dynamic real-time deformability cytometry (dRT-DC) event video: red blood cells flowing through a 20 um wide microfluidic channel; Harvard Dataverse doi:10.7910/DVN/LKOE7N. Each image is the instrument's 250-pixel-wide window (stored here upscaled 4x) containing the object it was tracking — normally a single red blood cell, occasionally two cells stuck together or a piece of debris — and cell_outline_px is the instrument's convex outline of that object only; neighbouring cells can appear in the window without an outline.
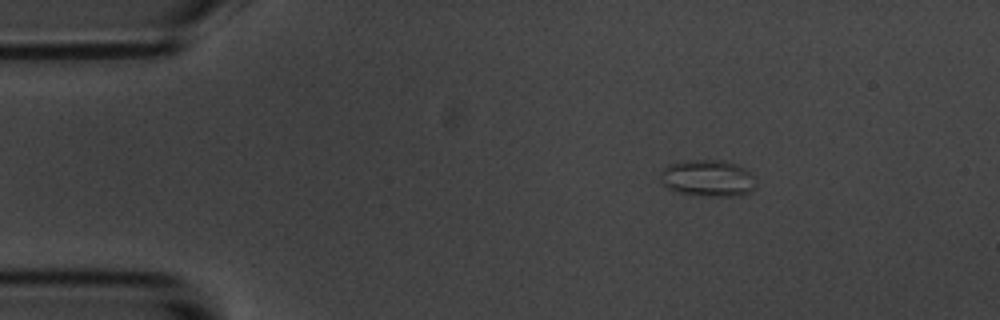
{"species": "common noctule bat (a hibernating species)", "species_latin": "Nyctalus noctula", "temperature_condition": "room temperature", "stored_images_in_passage": 39, "camera_frame_rate_fps": 3000, "um_per_image_px": 0.085, "animal": {"sex": "male", "body_mass_g": 20.1, "forearm_length_mm": 53.5}, "frame": {"image": 1, "passage_image": 1, "time_ms": 0.0, "image_size_px": [1000, 320], "cell_outline_px": [[756, 188], [752, 192], [740, 196], [704, 196], [672, 192], [664, 184], [660, 172], [668, 164], [692, 160], [724, 160], [736, 164], [744, 168], [752, 176], [756, 184]], "centroid_in_image_um": [60.19, 15.17], "position_along_channel_um": 24.8, "area_um2": 20.58}}
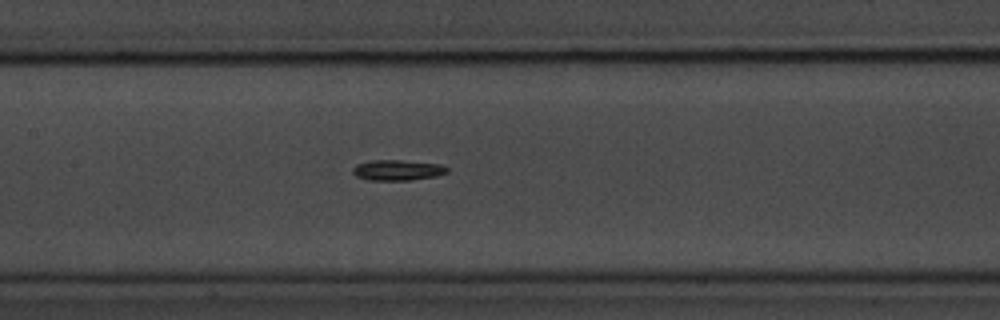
{"frame": {"image": 2, "passage_image": 19, "time_ms": 6.0, "image_size_px": [1000, 320], "cell_outline_px": [[448, 172], [436, 176], [412, 180], [368, 180], [356, 176], [352, 172], [352, 168], [356, 164], [372, 160], [400, 160], [440, 164], [448, 168]], "centroid_in_image_um": [33.77, 14.46], "position_along_channel_um": 173.6, "area_um2": 11.33}}
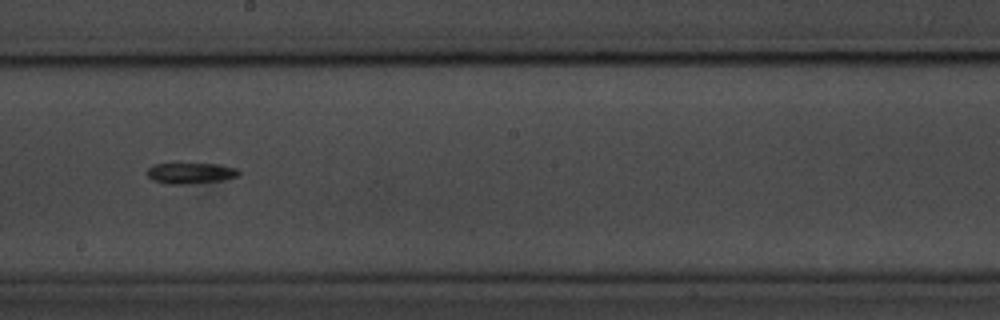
{"frame": {"image": 3, "passage_image": 24, "time_ms": 7.667, "image_size_px": [1000, 320], "cell_outline_px": [[240, 176], [220, 180], [188, 184], [168, 184], [152, 180], [144, 172], [152, 164], [220, 164], [236, 168], [240, 172]], "centroid_in_image_um": [16.17, 14.72], "position_along_channel_um": 232.0, "area_um2": 11.21}, "authors_computed_cell_mechanics": {"area_um2": 10.693, "velocity_mm_per_s": 3.527, "shape_relaxation_time_tau1_ms": 2.7465, "shape_relaxation_time_tau2_ms": 9.2119, "deformation_change_tau1": 0.1031, "deformation_change_tau2": 0.1507}}